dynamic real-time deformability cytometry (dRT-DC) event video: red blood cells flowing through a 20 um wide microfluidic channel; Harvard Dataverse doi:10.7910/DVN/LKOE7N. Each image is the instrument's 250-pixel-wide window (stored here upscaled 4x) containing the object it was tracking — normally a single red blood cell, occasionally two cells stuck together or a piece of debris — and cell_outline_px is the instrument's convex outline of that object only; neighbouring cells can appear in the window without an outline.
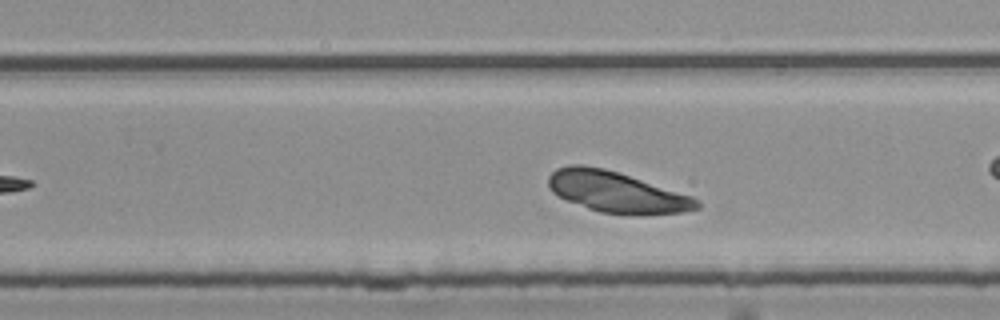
{"species": "common noctule bat (a hibernating species)", "species_latin": "Nyctalus noctula", "temperature_condition": "room temperature", "stored_images_in_passage": 39, "camera_frame_rate_fps": 3000, "um_per_image_px": 0.085, "animal": {"sex": "female", "body_mass_g": 25.1}, "frame": {"image": 1, "passage_image": 28, "time_ms": 9.0, "image_size_px": [1000, 320], "cell_outline_px": [[700, 208], [680, 212], [644, 216], [600, 212], [588, 208], [568, 200], [552, 192], [548, 184], [548, 176], [556, 168], [568, 164], [580, 164], [604, 168], [692, 196], [700, 200]], "centroid_in_image_um": [52.41, 16.33], "position_along_channel_um": 277.4, "area_um2": 35.32}}